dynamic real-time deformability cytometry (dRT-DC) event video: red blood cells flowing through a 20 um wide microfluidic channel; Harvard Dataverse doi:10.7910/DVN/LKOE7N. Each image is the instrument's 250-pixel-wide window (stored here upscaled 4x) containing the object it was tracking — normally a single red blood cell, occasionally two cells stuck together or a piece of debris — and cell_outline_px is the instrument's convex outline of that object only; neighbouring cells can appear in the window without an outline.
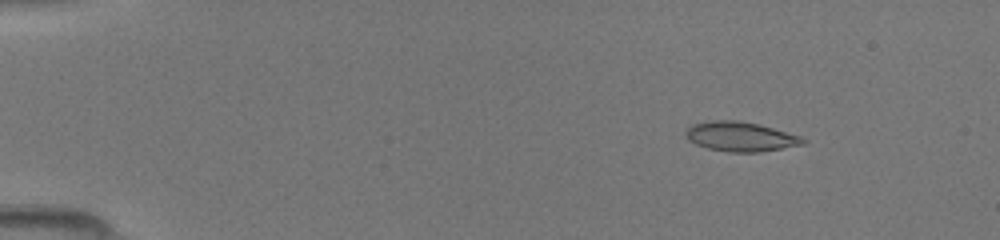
{"species": "common noctule bat (a hibernating species)", "species_latin": "Nyctalus noctula", "temperature_condition": "room temperature", "stored_images_in_passage": 49, "camera_frame_rate_fps": 3000, "um_per_image_px": 0.085, "animal": {"sex": "female", "body_mass_g": 19.5, "forearm_length_mm": 54.1}, "frame": {"image": 1, "passage_image": 7, "time_ms": 2.0, "image_size_px": [1000, 240], "cell_outline_px": [[808, 140], [804, 144], [760, 152], [728, 152], [708, 148], [696, 144], [688, 140], [684, 136], [684, 132], [692, 124], [712, 120], [740, 120], [772, 128], [800, 136]], "centroid_in_image_um": [62.91, 11.61], "position_along_channel_um": 22.1, "area_um2": 20.17}}
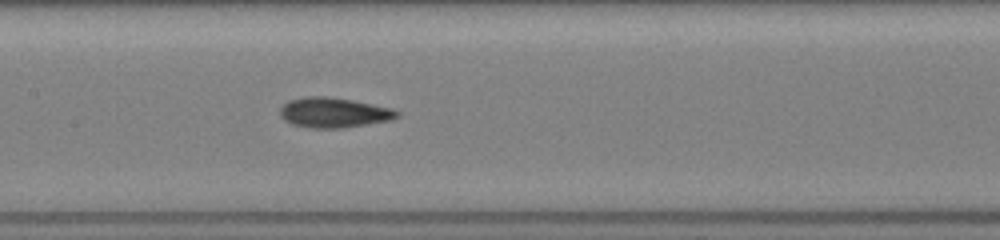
{"frame": {"image": 2, "passage_image": 25, "time_ms": 8.0, "image_size_px": [1000, 240], "cell_outline_px": [[400, 116], [392, 120], [344, 128], [308, 128], [292, 124], [284, 120], [280, 116], [280, 108], [288, 100], [308, 96], [328, 96], [352, 100], [392, 108], [400, 112]], "centroid_in_image_um": [28.38, 9.57], "position_along_channel_um": 179.0, "area_um2": 20.69}}
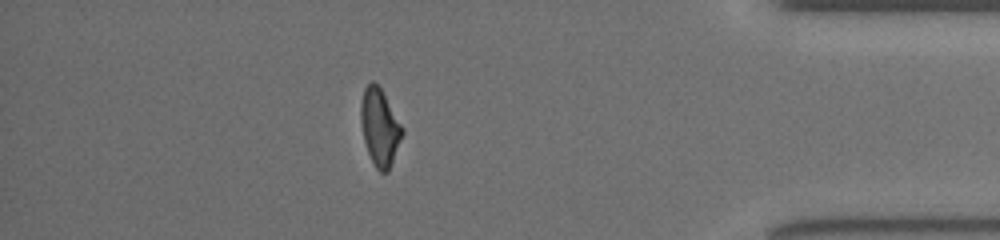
{"frame": {"image": 3, "passage_image": 43, "time_ms": 14.0, "image_size_px": [1000, 240], "cell_outline_px": [[404, 132], [388, 172], [380, 172], [376, 168], [368, 152], [364, 140], [360, 120], [360, 104], [364, 88], [372, 80], [380, 88], [404, 128]], "centroid_in_image_um": [32.27, 10.81], "position_along_channel_um": 402.9, "area_um2": 18.44}}